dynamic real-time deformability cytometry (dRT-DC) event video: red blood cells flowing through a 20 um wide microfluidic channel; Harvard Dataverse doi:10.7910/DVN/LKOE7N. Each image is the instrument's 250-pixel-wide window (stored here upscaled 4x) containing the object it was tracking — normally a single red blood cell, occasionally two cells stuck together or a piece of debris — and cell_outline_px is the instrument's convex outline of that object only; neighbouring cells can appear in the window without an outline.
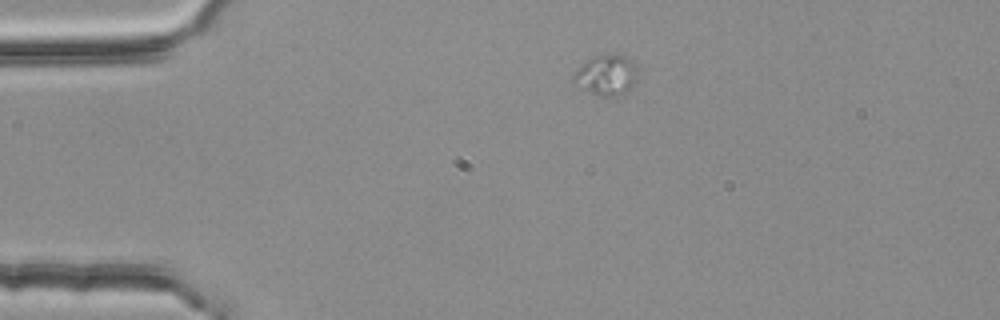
{"species": "common noctule bat (a hibernating species)", "species_latin": "Nyctalus noctula", "temperature_condition": "room temperature", "stored_images_in_passage": 1, "camera_frame_rate_fps": 3000, "um_per_image_px": 0.085, "animal": {"sex": "female", "body_mass_g": 25.1}, "frame": {"image": 1, "passage_image": 1, "time_ms": 0.0, "image_size_px": [1000, 320], "cell_outline_px": [[636, 80], [632, 88], [624, 92], [612, 96], [604, 96], [592, 92], [584, 88], [572, 80], [572, 76], [580, 64], [592, 56], [604, 52], [616, 52], [632, 60], [636, 68]], "centroid_in_image_um": [51.54, 6.3], "position_along_channel_um": 33.5, "area_um2": 15.2}}